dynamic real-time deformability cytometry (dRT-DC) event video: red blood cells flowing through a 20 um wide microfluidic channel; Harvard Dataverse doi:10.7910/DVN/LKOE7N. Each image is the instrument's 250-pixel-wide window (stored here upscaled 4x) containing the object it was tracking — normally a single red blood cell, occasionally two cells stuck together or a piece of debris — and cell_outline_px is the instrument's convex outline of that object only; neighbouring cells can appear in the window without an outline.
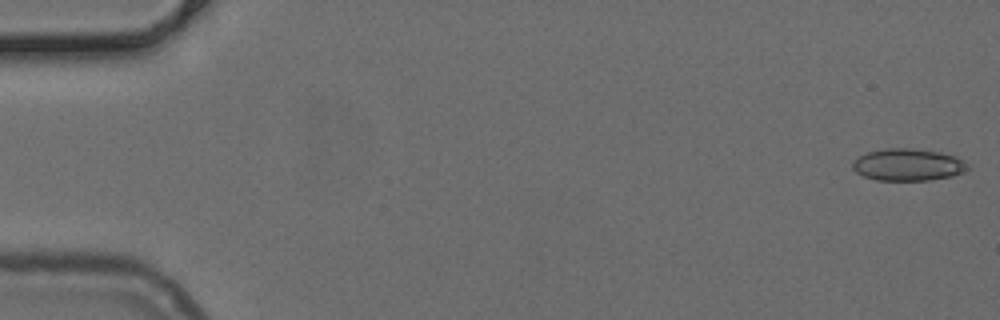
{"species": "common noctule bat (a hibernating species)", "species_latin": "Nyctalus noctula", "temperature_condition": "cold", "stored_images_in_passage": 46, "camera_frame_rate_fps": 3000, "um_per_image_px": 0.085, "animal": {"sex": "female", "body_mass_g": 24.6, "forearm_length_mm": 56.2}, "frame": {"image": 1, "passage_image": 1, "time_ms": 0.0, "image_size_px": [1000, 320], "cell_outline_px": [[968, 168], [964, 172], [952, 176], [928, 180], [876, 180], [864, 176], [856, 172], [852, 168], [852, 160], [868, 152], [888, 148], [908, 148], [940, 152], [956, 156], [964, 160], [968, 164]], "centroid_in_image_um": [77.18, 14.0], "position_along_channel_um": 7.8, "area_um2": 21.5}}
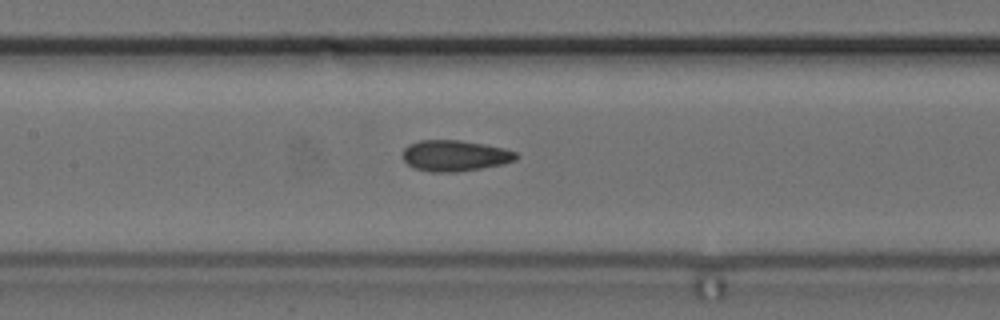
{"frame": {"image": 2, "passage_image": 24, "time_ms": 7.667, "image_size_px": [1000, 320], "cell_outline_px": [[520, 156], [516, 160], [504, 164], [456, 172], [432, 172], [416, 168], [408, 164], [404, 160], [404, 148], [408, 144], [420, 140], [460, 140], [484, 144], [504, 148], [516, 152]], "centroid_in_image_um": [38.7, 13.22], "position_along_channel_um": 168.7, "area_um2": 20.46}}
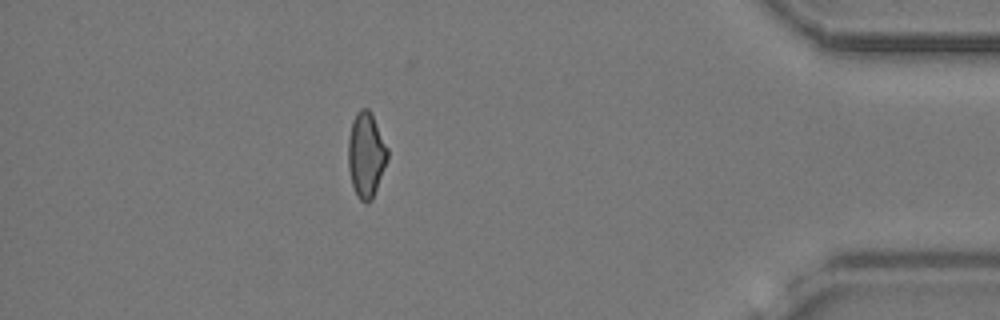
{"frame": {"image": 3, "passage_image": 45, "time_ms": 14.667, "image_size_px": [1000, 320], "cell_outline_px": [[388, 160], [372, 200], [368, 204], [364, 204], [356, 196], [352, 184], [348, 168], [348, 136], [352, 120], [356, 112], [360, 108], [368, 108], [372, 112], [388, 148]], "centroid_in_image_um": [31.12, 13.16], "position_along_channel_um": 404.1, "area_um2": 20.0}}